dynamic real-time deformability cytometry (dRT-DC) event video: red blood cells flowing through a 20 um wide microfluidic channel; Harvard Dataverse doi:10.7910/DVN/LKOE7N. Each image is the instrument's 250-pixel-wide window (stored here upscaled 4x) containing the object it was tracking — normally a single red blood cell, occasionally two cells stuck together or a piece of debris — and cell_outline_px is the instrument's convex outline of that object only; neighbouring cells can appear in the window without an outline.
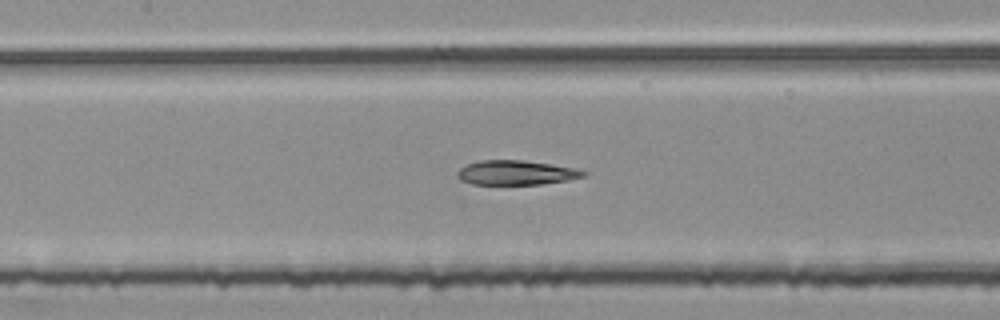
{"species": "common noctule bat (a hibernating species)", "species_latin": "Nyctalus noctula", "temperature_condition": "room temperature", "stored_images_in_passage": 54, "segment_of_instrument_passage": [2, 2], "camera_frame_rate_fps": 3000, "um_per_image_px": 0.085, "animal": {"sex": "female", "body_mass_g": 25.1}, "frame": {"image": 1, "passage_image": 25, "time_ms": 8.0, "image_size_px": [1000, 320], "cell_outline_px": [[588, 172], [584, 176], [568, 180], [540, 184], [472, 184], [460, 180], [456, 176], [456, 172], [460, 168], [468, 164], [480, 160], [520, 160], [576, 168]], "centroid_in_image_um": [43.84, 14.68], "position_along_channel_um": 163.6, "area_um2": 17.86}}
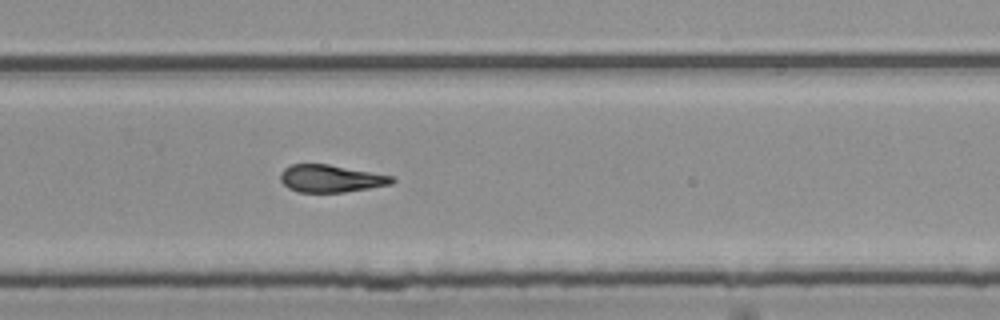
{"frame": {"image": 2, "passage_image": 36, "time_ms": 11.667, "image_size_px": [1000, 320], "cell_outline_px": [[396, 180], [392, 184], [344, 192], [300, 192], [288, 188], [280, 180], [280, 172], [284, 168], [292, 164], [328, 164], [396, 176]], "centroid_in_image_um": [28.14, 15.17], "position_along_channel_um": 301.7, "area_um2": 17.92}}
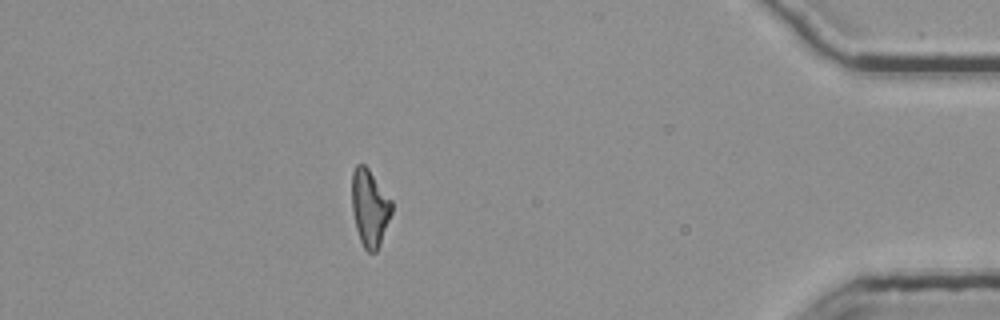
{"frame": {"image": 3, "passage_image": 48, "time_ms": 15.667, "image_size_px": [1000, 320], "cell_outline_px": [[392, 212], [380, 244], [376, 252], [368, 252], [364, 248], [360, 240], [356, 228], [352, 212], [352, 172], [356, 164], [364, 164], [368, 168], [392, 200]], "centroid_in_image_um": [31.42, 17.66], "position_along_channel_um": 403.8, "area_um2": 17.86}}